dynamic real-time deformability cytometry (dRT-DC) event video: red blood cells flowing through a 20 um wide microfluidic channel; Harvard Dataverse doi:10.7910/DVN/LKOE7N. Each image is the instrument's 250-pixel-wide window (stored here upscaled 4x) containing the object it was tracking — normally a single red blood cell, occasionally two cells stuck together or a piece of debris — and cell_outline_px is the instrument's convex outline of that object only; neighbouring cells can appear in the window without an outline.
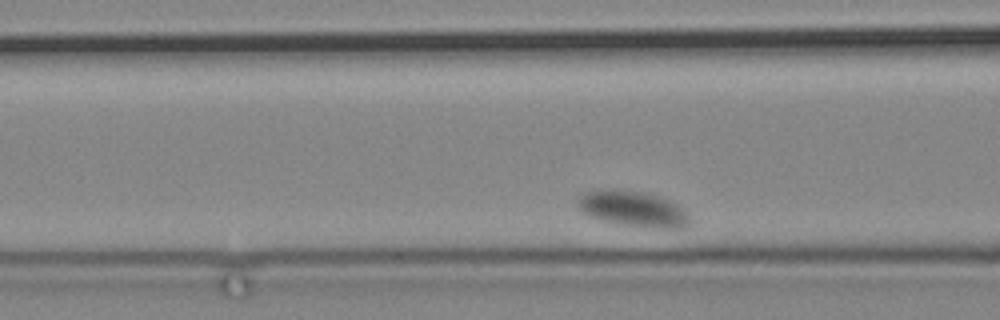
{"species": "common noctule bat (a hibernating species)", "species_latin": "Nyctalus noctula", "temperature_condition": "cold", "stored_images_in_passage": 44, "camera_frame_rate_fps": 3000, "um_per_image_px": 0.085, "animal": {"sex": "male", "body_mass_g": 19.2, "forearm_length_mm": 51.8}, "frame": {"image": 1, "passage_image": 9, "time_ms": 2.667, "image_size_px": [1000, 320], "cell_outline_px": [[692, 220], [684, 228], [656, 228], [620, 224], [600, 220], [588, 216], [580, 212], [576, 208], [576, 200], [580, 196], [588, 192], [644, 192], [668, 200], [684, 208], [688, 212]], "centroid_in_image_um": [53.84, 17.81], "position_along_channel_um": 112.8, "area_um2": 22.77}}
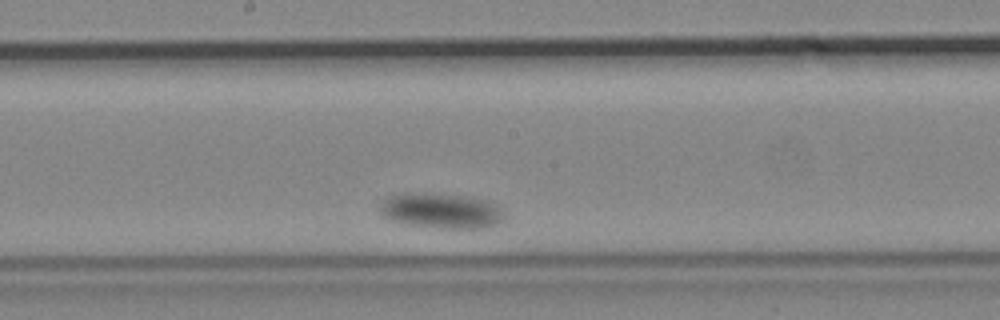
{"frame": {"image": 2, "passage_image": 22, "time_ms": 7.0, "image_size_px": [1000, 320], "cell_outline_px": [[504, 216], [496, 224], [484, 228], [444, 228], [408, 224], [392, 220], [384, 216], [380, 212], [380, 204], [388, 196], [404, 192], [432, 192], [464, 196], [484, 200], [496, 204]], "centroid_in_image_um": [37.45, 17.89], "position_along_channel_um": 210.8, "area_um2": 25.49}}
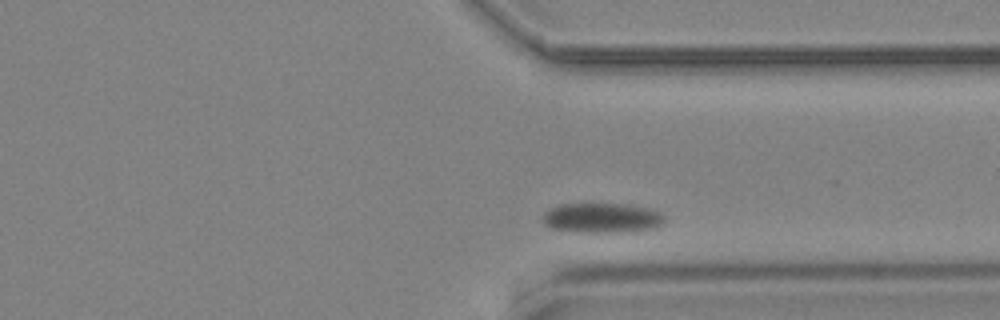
{"frame": {"image": 3, "passage_image": 40, "time_ms": 13.0, "image_size_px": [1000, 320], "cell_outline_px": [[664, 224], [656, 228], [632, 232], [584, 232], [552, 228], [544, 224], [540, 220], [544, 212], [548, 208], [560, 204], [628, 204], [648, 208], [660, 212], [664, 216]], "centroid_in_image_um": [51.18, 18.52], "position_along_channel_um": 360.2, "area_um2": 21.5}}